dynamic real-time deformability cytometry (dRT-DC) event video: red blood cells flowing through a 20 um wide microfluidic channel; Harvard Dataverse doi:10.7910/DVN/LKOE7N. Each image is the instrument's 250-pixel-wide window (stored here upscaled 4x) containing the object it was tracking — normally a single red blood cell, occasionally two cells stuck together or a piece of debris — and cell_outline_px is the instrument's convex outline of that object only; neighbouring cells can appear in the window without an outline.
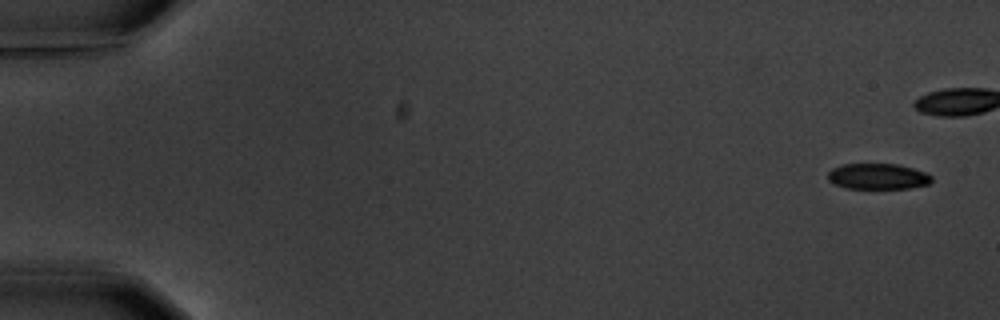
{"species": "common noctule bat (a hibernating species)", "species_latin": "Nyctalus noctula", "temperature_condition": "warm", "stored_images_in_passage": 7, "camera_frame_rate_fps": 3000, "um_per_image_px": 0.085, "animal": {"sex": "male", "body_mass_g": 20.1, "forearm_length_mm": 53.5}, "frame": {"image": 1, "passage_image": 1, "time_ms": 0.0, "image_size_px": [1000, 320], "cell_outline_px": [[932, 180], [928, 184], [908, 188], [848, 188], [836, 184], [828, 180], [828, 172], [832, 168], [840, 164], [900, 164], [928, 172], [932, 176]], "centroid_in_image_um": [74.64, 14.98], "position_along_channel_um": 10.4, "area_um2": 15.66}}
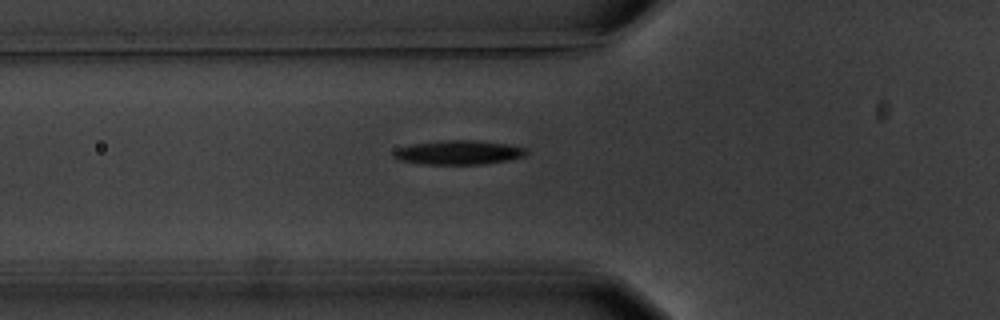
{"frame": {"image": 2, "passage_image": 7, "time_ms": 7.667, "image_size_px": [1000, 320], "cell_outline_px": [[528, 152], [524, 156], [508, 160], [480, 164], [424, 164], [396, 160], [392, 156], [392, 152], [396, 148], [412, 144], [444, 140], [472, 140], [508, 144], [528, 148]], "centroid_in_image_um": [38.94, 12.96], "position_along_channel_um": 86.9, "area_um2": 18.79}}